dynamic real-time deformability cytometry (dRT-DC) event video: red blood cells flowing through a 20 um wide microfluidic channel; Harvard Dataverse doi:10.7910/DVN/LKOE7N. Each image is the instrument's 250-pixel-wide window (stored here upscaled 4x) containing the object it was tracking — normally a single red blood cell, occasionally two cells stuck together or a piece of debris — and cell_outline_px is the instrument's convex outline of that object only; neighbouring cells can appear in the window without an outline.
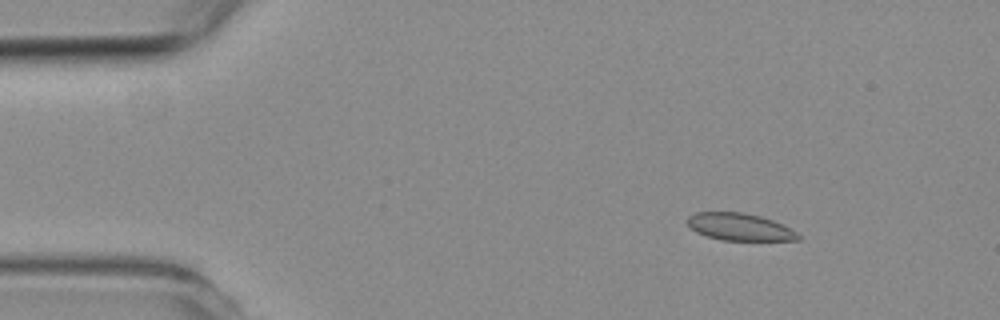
{"species": "common noctule bat (a hibernating species)", "species_latin": "Nyctalus noctula", "temperature_condition": "room temperature", "stored_images_in_passage": 4, "camera_frame_rate_fps": 3000, "um_per_image_px": 0.085, "animal": {"sex": "female", "body_mass_g": 19.3, "forearm_length_mm": 54.1}, "frame": {"image": 1, "passage_image": 2, "time_ms": 2.0, "image_size_px": [1000, 320], "cell_outline_px": [[800, 240], [720, 240], [696, 232], [688, 224], [688, 216], [696, 212], [744, 212], [760, 216], [772, 220], [796, 232], [800, 236]], "centroid_in_image_um": [62.85, 19.28], "position_along_channel_um": 22.2, "area_um2": 17.34}}